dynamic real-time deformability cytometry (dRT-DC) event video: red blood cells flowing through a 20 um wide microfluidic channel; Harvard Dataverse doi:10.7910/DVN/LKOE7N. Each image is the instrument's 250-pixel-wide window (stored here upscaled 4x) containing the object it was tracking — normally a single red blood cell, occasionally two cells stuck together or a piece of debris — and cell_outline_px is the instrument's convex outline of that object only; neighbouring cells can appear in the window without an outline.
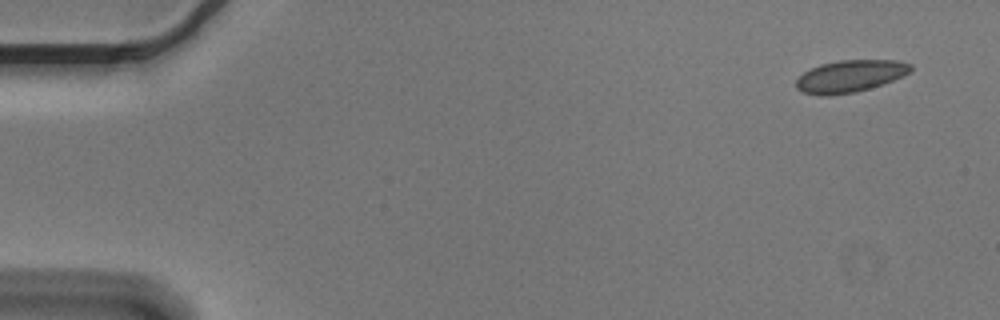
{"species": "Egyptian fruit bat (a non-hibernating species)", "species_latin": "Rousettus aegyptiacus", "temperature_condition": "cold", "stored_images_in_passage": 5, "segment_of_instrument_passage": [1, 2], "camera_frame_rate_fps": 3000, "um_per_image_px": 0.085, "animal": {"sex": "male"}, "frame": {"image": 1, "passage_image": 1, "time_ms": 0.0, "image_size_px": [1000, 320], "cell_outline_px": [[912, 68], [908, 72], [892, 80], [856, 92], [828, 96], [820, 96], [804, 92], [796, 88], [796, 80], [804, 72], [820, 64], [840, 60], [900, 60], [912, 64]], "centroid_in_image_um": [72.23, 6.47], "position_along_channel_um": 12.8, "area_um2": 21.21}}
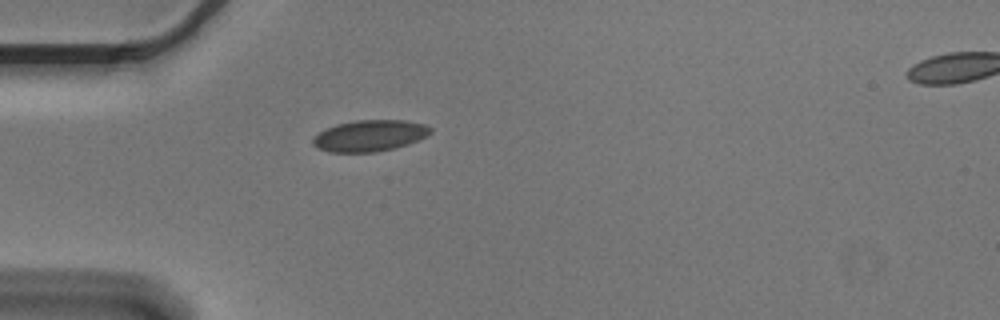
{"frame": {"image": 2, "passage_image": 4, "time_ms": 1.0, "image_size_px": [1000, 320], "cell_outline_px": [[432, 132], [408, 144], [376, 152], [328, 152], [312, 144], [312, 140], [324, 128], [336, 124], [356, 120], [404, 120], [424, 124], [432, 128]], "centroid_in_image_um": [31.4, 11.52], "position_along_channel_um": 53.6, "area_um2": 21.27}}